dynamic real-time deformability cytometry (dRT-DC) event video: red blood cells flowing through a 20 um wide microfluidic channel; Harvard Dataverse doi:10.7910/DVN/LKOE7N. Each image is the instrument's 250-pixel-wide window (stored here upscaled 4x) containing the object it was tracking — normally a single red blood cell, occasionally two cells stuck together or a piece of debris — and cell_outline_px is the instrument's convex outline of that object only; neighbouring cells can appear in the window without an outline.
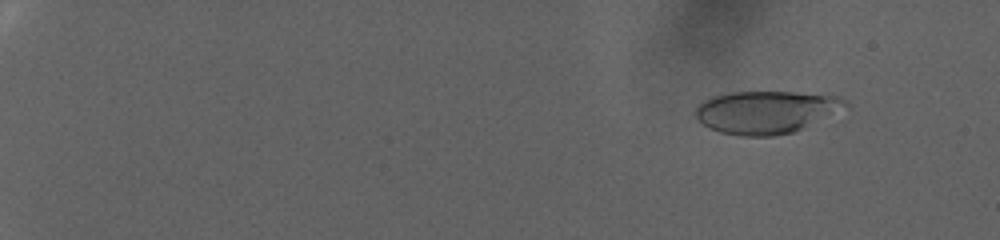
{"species": "human", "species_latin": "Homo sapiens", "temperature_condition": "warm", "stored_images_in_passage": 91, "camera_frame_rate_fps": 3000, "um_per_image_px": 0.085, "donor": {"sex": "female"}, "frame": {"image": 1, "passage_image": 12, "time_ms": 3.667, "image_size_px": [1000, 240], "cell_outline_px": [[848, 104], [792, 132], [776, 136], [740, 136], [720, 132], [708, 128], [696, 116], [696, 108], [704, 100], [712, 96], [732, 92], [792, 92], [840, 96], [848, 100]], "centroid_in_image_um": [65.04, 9.51], "position_along_channel_um": 20.0, "area_um2": 36.41}}
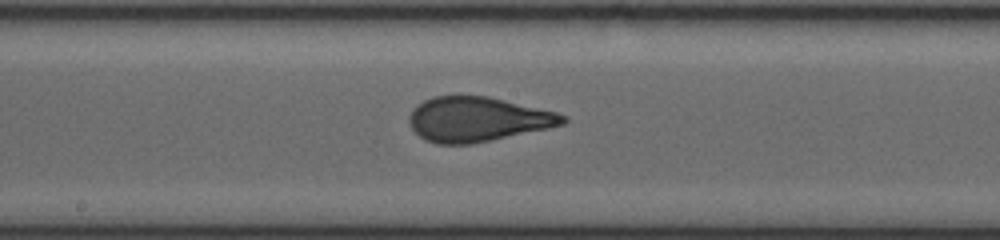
{"frame": {"image": 2, "passage_image": 57, "time_ms": 18.667, "image_size_px": [1000, 240], "cell_outline_px": [[568, 120], [564, 124], [548, 128], [492, 140], [472, 144], [436, 144], [424, 140], [412, 128], [408, 120], [408, 116], [412, 108], [416, 104], [432, 96], [488, 96], [556, 112], [568, 116]], "centroid_in_image_um": [40.57, 10.14], "position_along_channel_um": 207.6, "area_um2": 40.11}}
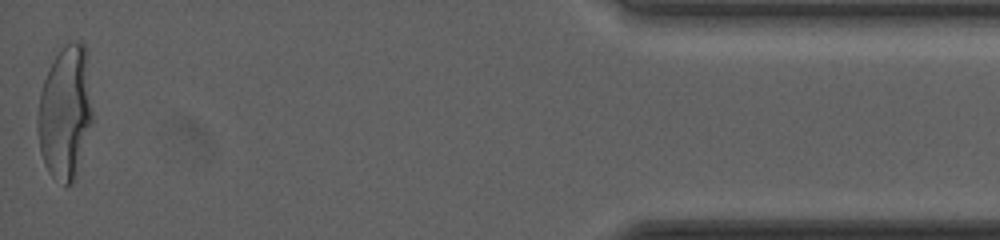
{"frame": {"image": 3, "passage_image": 91, "time_ms": 30.0, "image_size_px": [1000, 240], "cell_outline_px": [[92, 120], [76, 176], [72, 184], [64, 184], [52, 176], [48, 172], [44, 164], [40, 152], [36, 128], [36, 120], [40, 92], [44, 80], [56, 56], [68, 40], [80, 40], [84, 44], [92, 112]], "centroid_in_image_um": [5.51, 9.59], "position_along_channel_um": 429.7, "area_um2": 42.25}, "authors_computed_cell_mechanics": {"area_um2": 38.8416, "velocity_mm_per_s": 2.5033, "shape_relaxation_time_tau1_ms": 8.1492, "shape_relaxation_time_tau2_ms": null, "deformation_change_tau1": 0.2538, "deformation_change_tau2": null}}